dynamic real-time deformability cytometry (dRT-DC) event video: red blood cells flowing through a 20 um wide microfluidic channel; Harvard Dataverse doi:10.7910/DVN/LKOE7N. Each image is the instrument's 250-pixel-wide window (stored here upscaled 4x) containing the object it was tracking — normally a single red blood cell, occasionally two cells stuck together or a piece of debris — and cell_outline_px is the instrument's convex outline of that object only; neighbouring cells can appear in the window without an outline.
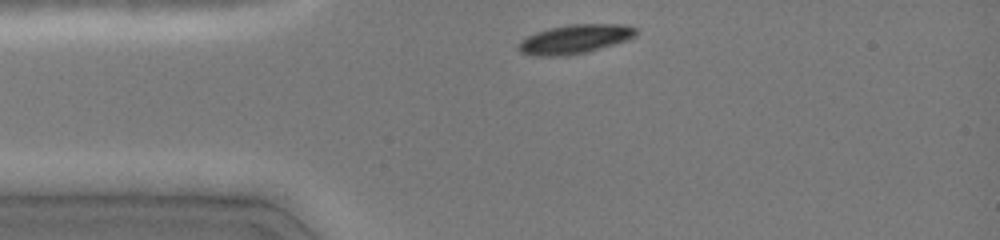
{"species": "common noctule bat (a hibernating species)", "species_latin": "Nyctalus noctula", "temperature_condition": "cold", "stored_images_in_passage": 5, "camera_frame_rate_fps": 3000, "um_per_image_px": 0.085, "animal": {"sex": "female", "body_mass_g": 19.0, "forearm_length_mm": 51.5}, "frame": {"image": 1, "passage_image": 1, "time_ms": 0.0, "image_size_px": [1000, 240], "cell_outline_px": [[640, 32], [636, 36], [628, 40], [588, 52], [568, 56], [536, 56], [520, 52], [516, 48], [516, 44], [520, 40], [536, 32], [548, 28], [568, 24], [628, 24], [636, 28]], "centroid_in_image_um": [48.88, 3.32], "position_along_channel_um": 36.1, "area_um2": 20.4}}
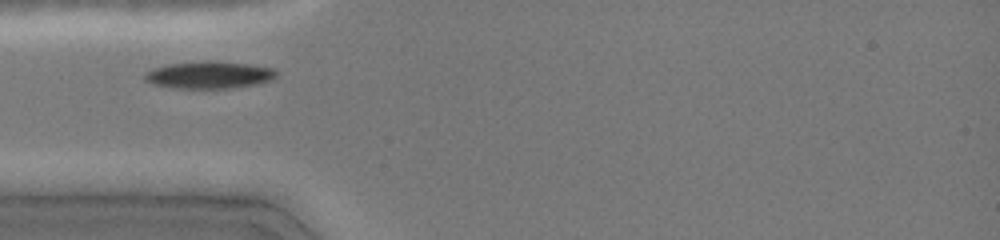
{"frame": {"image": 2, "passage_image": 4, "time_ms": 1.333, "image_size_px": [1000, 240], "cell_outline_px": [[280, 72], [272, 80], [256, 84], [232, 88], [172, 88], [152, 84], [144, 80], [144, 72], [168, 64], [204, 60], [248, 64], [272, 68]], "centroid_in_image_um": [17.77, 6.37], "position_along_channel_um": 67.2, "area_um2": 20.98}}